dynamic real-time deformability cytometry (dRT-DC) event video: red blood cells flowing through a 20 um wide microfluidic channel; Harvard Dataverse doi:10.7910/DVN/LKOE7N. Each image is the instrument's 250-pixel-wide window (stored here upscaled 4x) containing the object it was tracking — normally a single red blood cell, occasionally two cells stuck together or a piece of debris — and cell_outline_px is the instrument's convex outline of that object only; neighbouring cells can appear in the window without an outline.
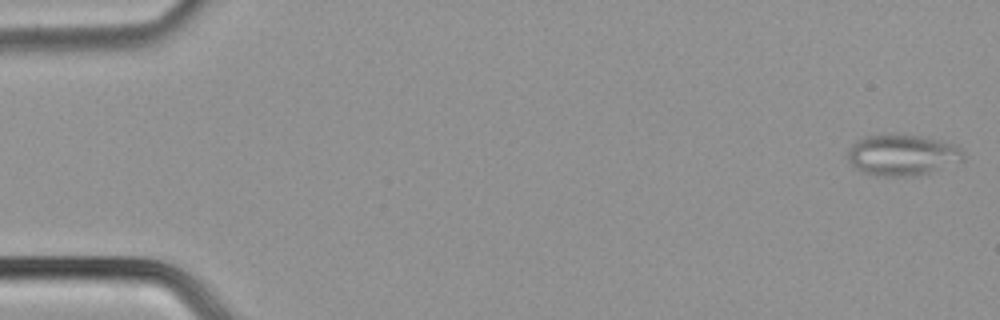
{"species": "common noctule bat (a hibernating species)", "species_latin": "Nyctalus noctula", "temperature_condition": "cold", "stored_images_in_passage": 50, "camera_frame_rate_fps": 3000, "um_per_image_px": 0.085, "animal": {"sex": "male", "body_mass_g": 21.5, "forearm_length_mm": 52.0}, "frame": {"image": 1, "passage_image": 1, "time_ms": 0.0, "image_size_px": [1000, 320], "cell_outline_px": [[964, 160], [916, 176], [876, 176], [860, 172], [848, 160], [848, 148], [856, 140], [864, 136], [892, 132], [924, 136], [956, 144], [960, 148], [964, 156]], "centroid_in_image_um": [76.65, 13.14], "position_along_channel_um": 8.3, "area_um2": 28.26}}
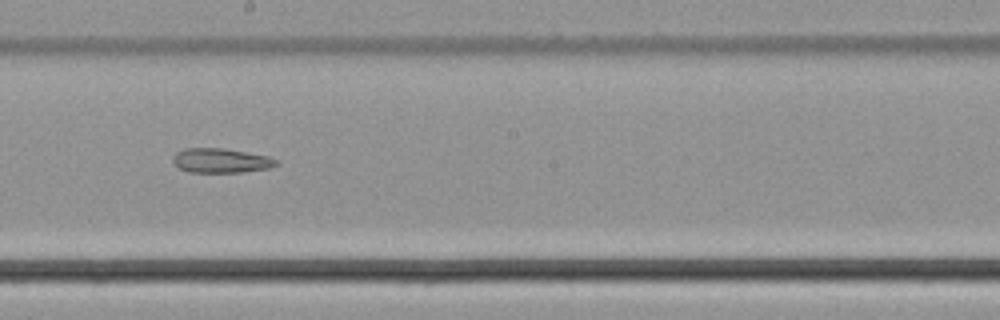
{"frame": {"image": 2, "passage_image": 28, "time_ms": 9.0, "image_size_px": [1000, 320], "cell_outline_px": [[280, 164], [268, 168], [240, 172], [188, 172], [180, 168], [172, 160], [172, 156], [176, 152], [184, 148], [224, 148], [268, 156], [280, 160]], "centroid_in_image_um": [18.79, 13.64], "position_along_channel_um": 229.4, "area_um2": 14.8}}
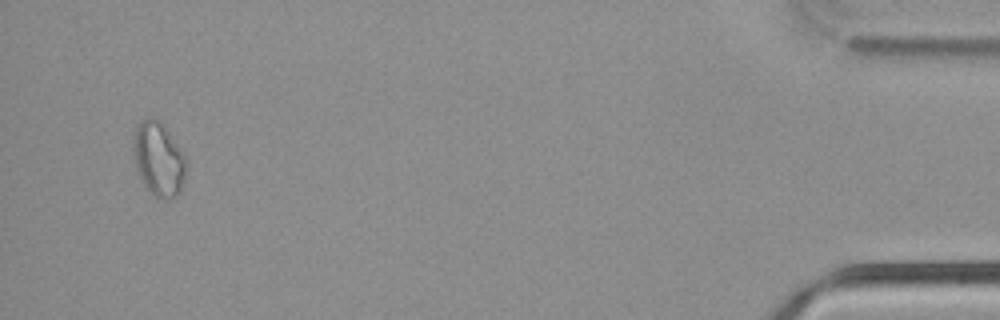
{"frame": {"image": 3, "passage_image": 48, "time_ms": 15.667, "image_size_px": [1000, 320], "cell_outline_px": [[188, 160], [180, 192], [176, 196], [156, 196], [144, 184], [140, 176], [136, 164], [132, 148], [132, 136], [136, 124], [144, 116], [152, 116], [160, 120], [164, 124], [184, 152]], "centroid_in_image_um": [13.47, 13.38], "position_along_channel_um": 421.7, "area_um2": 23.0}}